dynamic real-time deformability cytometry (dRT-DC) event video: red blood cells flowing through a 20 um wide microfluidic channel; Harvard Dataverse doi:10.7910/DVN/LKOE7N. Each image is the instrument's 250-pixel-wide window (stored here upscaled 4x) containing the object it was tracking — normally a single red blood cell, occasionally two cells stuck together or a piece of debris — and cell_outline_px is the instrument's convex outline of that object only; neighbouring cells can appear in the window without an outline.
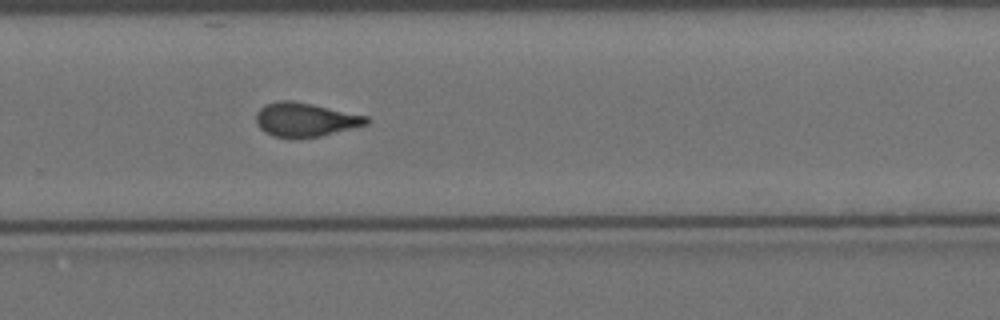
{"species": "Egyptian fruit bat (a non-hibernating species)", "species_latin": "Rousettus aegyptiacus", "temperature_condition": "cold", "stored_images_in_passage": 10, "camera_frame_rate_fps": 3000, "um_per_image_px": 0.085, "animal": {"sex": "female"}, "frame": {"image": 1, "passage_image": 10, "time_ms": 11.333, "image_size_px": [1000, 320], "cell_outline_px": [[372, 120], [368, 124], [320, 136], [272, 136], [264, 132], [260, 128], [256, 120], [256, 112], [264, 104], [276, 100], [292, 100], [312, 104], [368, 116]], "centroid_in_image_um": [25.94, 10.14], "position_along_channel_um": 303.9, "area_um2": 21.56}}